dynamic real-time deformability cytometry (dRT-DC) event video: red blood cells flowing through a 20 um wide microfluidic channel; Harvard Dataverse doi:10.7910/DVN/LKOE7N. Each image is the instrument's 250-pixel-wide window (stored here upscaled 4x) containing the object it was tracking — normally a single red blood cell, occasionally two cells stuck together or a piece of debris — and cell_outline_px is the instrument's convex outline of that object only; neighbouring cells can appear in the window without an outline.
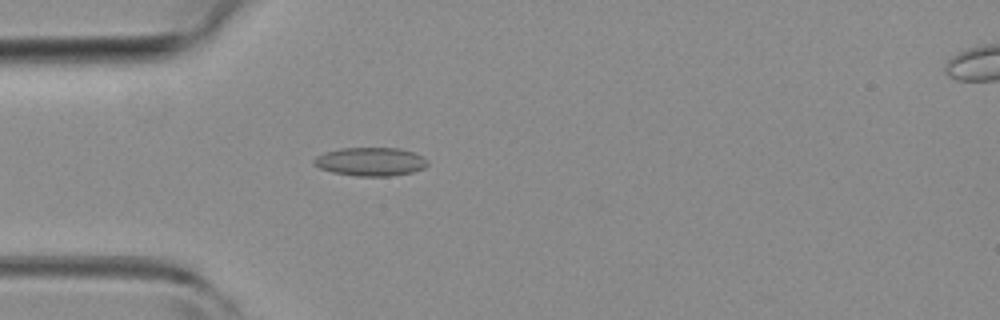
{"species": "common noctule bat (a hibernating species)", "species_latin": "Nyctalus noctula", "temperature_condition": "room temperature", "stored_images_in_passage": 45, "camera_frame_rate_fps": 3000, "um_per_image_px": 0.085, "animal": {"sex": "female", "body_mass_g": 19.3, "forearm_length_mm": 54.1}, "frame": {"image": 1, "passage_image": 12, "time_ms": 3.667, "image_size_px": [1000, 320], "cell_outline_px": [[428, 164], [424, 168], [412, 172], [388, 176], [356, 176], [332, 172], [320, 168], [312, 164], [312, 160], [316, 156], [324, 152], [340, 148], [400, 148], [424, 156], [428, 160]], "centroid_in_image_um": [31.48, 13.73], "position_along_channel_um": 53.5, "area_um2": 19.02}}
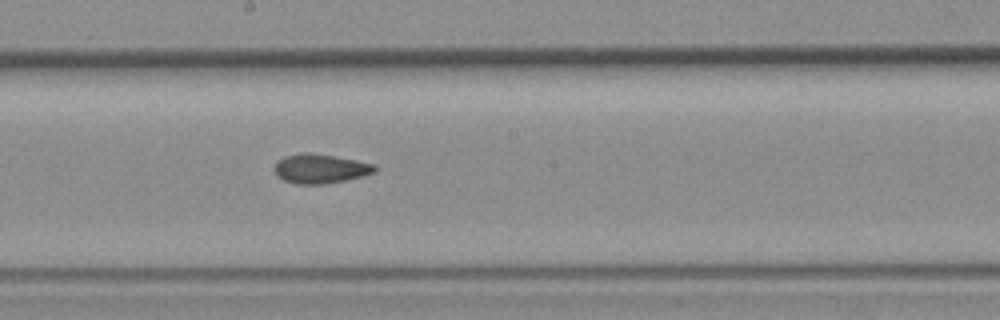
{"frame": {"image": 2, "passage_image": 24, "time_ms": 7.667, "image_size_px": [1000, 320], "cell_outline_px": [[376, 172], [344, 180], [320, 184], [296, 184], [284, 180], [272, 168], [276, 160], [284, 156], [300, 152], [312, 152], [356, 160], [376, 164]], "centroid_in_image_um": [27.19, 14.31], "position_along_channel_um": 221.0, "area_um2": 17.17}}
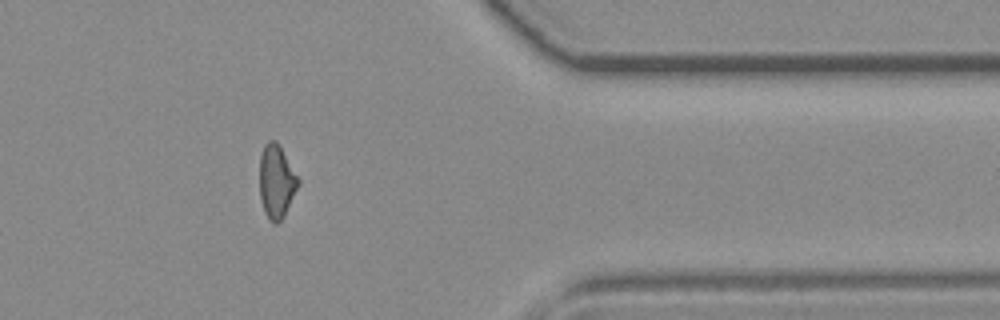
{"frame": {"image": 3, "passage_image": 37, "time_ms": 12.0, "image_size_px": [1000, 320], "cell_outline_px": [[300, 184], [284, 216], [276, 224], [272, 224], [268, 220], [264, 212], [260, 200], [260, 156], [264, 144], [268, 140], [276, 140], [300, 180]], "centroid_in_image_um": [23.49, 15.45], "position_along_channel_um": 387.9, "area_um2": 16.65}, "authors_computed_cell_mechanics": {"area_um2": 17.051, "velocity_mm_per_s": 4.3446, "shape_relaxation_time_tau1_ms": null, "shape_relaxation_time_tau2_ms": 2.5211, "deformation_change_tau1": null, "deformation_change_tau2": 0.0875}}